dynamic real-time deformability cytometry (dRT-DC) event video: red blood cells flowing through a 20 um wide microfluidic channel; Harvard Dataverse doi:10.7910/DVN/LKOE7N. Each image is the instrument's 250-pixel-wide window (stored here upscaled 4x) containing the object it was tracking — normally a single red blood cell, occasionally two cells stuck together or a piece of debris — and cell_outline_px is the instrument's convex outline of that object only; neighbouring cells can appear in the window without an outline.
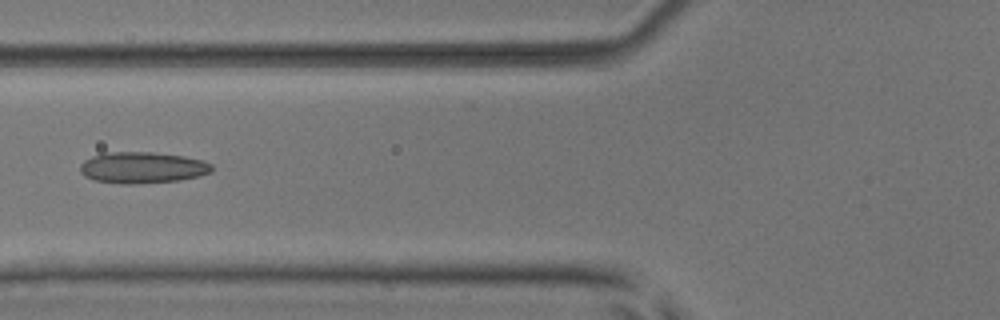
{"species": "common noctule bat (a hibernating species)", "species_latin": "Nyctalus noctula", "temperature_condition": "room temperature", "stored_images_in_passage": 5, "camera_frame_rate_fps": 3000, "um_per_image_px": 0.085, "animal": {"sex": "male", "body_mass_g": 17.9, "forearm_length_mm": 54.2}, "frame": {"image": 1, "passage_image": 5, "time_ms": 4.667, "image_size_px": [1000, 320], "cell_outline_px": [[212, 172], [200, 176], [180, 180], [136, 184], [120, 184], [92, 180], [84, 176], [80, 172], [80, 164], [84, 160], [92, 156], [104, 152], [152, 152], [184, 156], [204, 160], [212, 164]], "centroid_in_image_um": [12.09, 14.25], "position_along_channel_um": 113.7, "area_um2": 24.39}}